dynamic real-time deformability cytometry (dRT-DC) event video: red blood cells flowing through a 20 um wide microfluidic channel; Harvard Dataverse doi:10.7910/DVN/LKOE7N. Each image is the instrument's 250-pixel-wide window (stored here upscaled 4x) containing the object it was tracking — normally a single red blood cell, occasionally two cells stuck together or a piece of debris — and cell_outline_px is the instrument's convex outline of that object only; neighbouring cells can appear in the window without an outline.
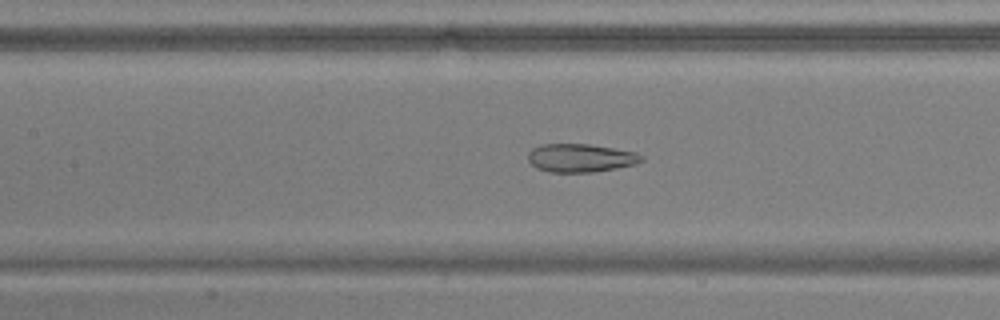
{"species": "common noctule bat (a hibernating species)", "species_latin": "Nyctalus noctula", "temperature_condition": "warm", "stored_images_in_passage": 53, "camera_frame_rate_fps": 3000, "um_per_image_px": 0.085, "animal": {"sex": "male", "body_mass_g": 17.9, "forearm_length_mm": 54.2}, "frame": {"image": 1, "passage_image": 24, "time_ms": 7.667, "image_size_px": [1000, 320], "cell_outline_px": [[644, 160], [636, 164], [616, 168], [592, 172], [548, 172], [536, 168], [528, 160], [528, 152], [532, 148], [540, 144], [588, 144], [636, 152], [644, 156]], "centroid_in_image_um": [49.34, 13.42], "position_along_channel_um": 158.1, "area_um2": 18.79}}
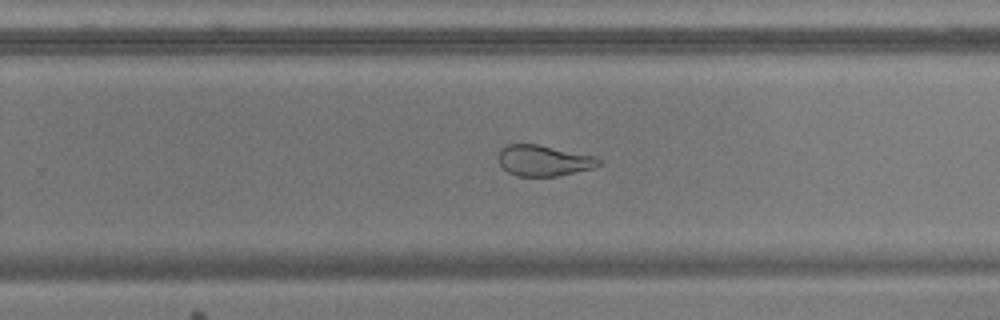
{"frame": {"image": 2, "passage_image": 34, "time_ms": 11.0, "image_size_px": [1000, 320], "cell_outline_px": [[600, 164], [592, 168], [556, 176], [516, 176], [508, 172], [496, 160], [496, 156], [500, 148], [508, 144], [536, 144], [592, 156], [600, 160]], "centroid_in_image_um": [46.11, 13.65], "position_along_channel_um": 283.7, "area_um2": 17.86}}
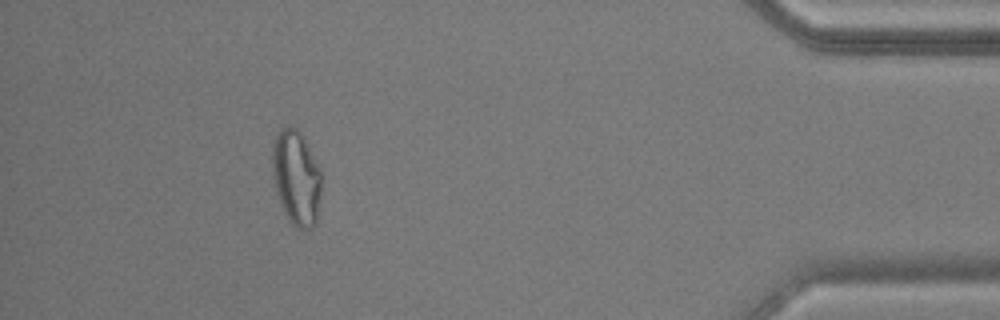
{"frame": {"image": 3, "passage_image": 48, "time_ms": 15.667, "image_size_px": [1000, 320], "cell_outline_px": [[320, 200], [316, 224], [312, 228], [296, 228], [288, 220], [280, 204], [276, 192], [272, 176], [272, 144], [280, 128], [288, 124], [296, 128], [300, 132], [320, 168]], "centroid_in_image_um": [25.16, 15.1], "position_along_channel_um": 410.0, "area_um2": 27.4}, "authors_computed_cell_mechanics": {"area_um2": 25.721, "velocity_mm_per_s": 3.7859, "shape_relaxation_time_tau1_ms": null, "shape_relaxation_time_tau2_ms": 1.0942, "deformation_change_tau1": null, "deformation_change_tau2": 0.0796}}